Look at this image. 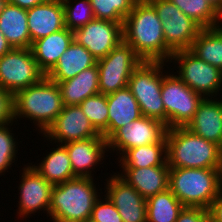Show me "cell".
<instances>
[{"mask_svg": "<svg viewBox=\"0 0 222 222\" xmlns=\"http://www.w3.org/2000/svg\"><path fill=\"white\" fill-rule=\"evenodd\" d=\"M142 61L134 49L124 41L105 57L98 59L100 93L108 95L127 87L133 71Z\"/></svg>", "mask_w": 222, "mask_h": 222, "instance_id": "obj_9", "label": "cell"}, {"mask_svg": "<svg viewBox=\"0 0 222 222\" xmlns=\"http://www.w3.org/2000/svg\"><path fill=\"white\" fill-rule=\"evenodd\" d=\"M44 76L31 48H13L0 57V87L13 95L38 83Z\"/></svg>", "mask_w": 222, "mask_h": 222, "instance_id": "obj_11", "label": "cell"}, {"mask_svg": "<svg viewBox=\"0 0 222 222\" xmlns=\"http://www.w3.org/2000/svg\"><path fill=\"white\" fill-rule=\"evenodd\" d=\"M207 1L222 16V0H207Z\"/></svg>", "mask_w": 222, "mask_h": 222, "instance_id": "obj_41", "label": "cell"}, {"mask_svg": "<svg viewBox=\"0 0 222 222\" xmlns=\"http://www.w3.org/2000/svg\"><path fill=\"white\" fill-rule=\"evenodd\" d=\"M120 168L168 166L167 143H152L126 150L118 157Z\"/></svg>", "mask_w": 222, "mask_h": 222, "instance_id": "obj_27", "label": "cell"}, {"mask_svg": "<svg viewBox=\"0 0 222 222\" xmlns=\"http://www.w3.org/2000/svg\"><path fill=\"white\" fill-rule=\"evenodd\" d=\"M185 15L192 18L202 28H213L222 25V16L207 0H169Z\"/></svg>", "mask_w": 222, "mask_h": 222, "instance_id": "obj_30", "label": "cell"}, {"mask_svg": "<svg viewBox=\"0 0 222 222\" xmlns=\"http://www.w3.org/2000/svg\"><path fill=\"white\" fill-rule=\"evenodd\" d=\"M63 145L68 151L73 174L76 177L94 178V169L104 163L102 161L108 152L107 140L104 137L70 141Z\"/></svg>", "mask_w": 222, "mask_h": 222, "instance_id": "obj_17", "label": "cell"}, {"mask_svg": "<svg viewBox=\"0 0 222 222\" xmlns=\"http://www.w3.org/2000/svg\"><path fill=\"white\" fill-rule=\"evenodd\" d=\"M153 5L137 0L123 22V41L129 44L143 61L169 63L173 52L167 47L163 27Z\"/></svg>", "mask_w": 222, "mask_h": 222, "instance_id": "obj_1", "label": "cell"}, {"mask_svg": "<svg viewBox=\"0 0 222 222\" xmlns=\"http://www.w3.org/2000/svg\"><path fill=\"white\" fill-rule=\"evenodd\" d=\"M40 161L41 163L30 165L52 185L64 183L75 178L71 166L70 158L66 147L63 144H57Z\"/></svg>", "mask_w": 222, "mask_h": 222, "instance_id": "obj_26", "label": "cell"}, {"mask_svg": "<svg viewBox=\"0 0 222 222\" xmlns=\"http://www.w3.org/2000/svg\"><path fill=\"white\" fill-rule=\"evenodd\" d=\"M94 128L102 134L108 128L107 96L97 93L79 104Z\"/></svg>", "mask_w": 222, "mask_h": 222, "instance_id": "obj_33", "label": "cell"}, {"mask_svg": "<svg viewBox=\"0 0 222 222\" xmlns=\"http://www.w3.org/2000/svg\"><path fill=\"white\" fill-rule=\"evenodd\" d=\"M14 122V95L0 87V126Z\"/></svg>", "mask_w": 222, "mask_h": 222, "instance_id": "obj_36", "label": "cell"}, {"mask_svg": "<svg viewBox=\"0 0 222 222\" xmlns=\"http://www.w3.org/2000/svg\"><path fill=\"white\" fill-rule=\"evenodd\" d=\"M108 128L101 134L108 140L119 128L142 117L139 104L128 87L108 94Z\"/></svg>", "mask_w": 222, "mask_h": 222, "instance_id": "obj_20", "label": "cell"}, {"mask_svg": "<svg viewBox=\"0 0 222 222\" xmlns=\"http://www.w3.org/2000/svg\"><path fill=\"white\" fill-rule=\"evenodd\" d=\"M169 189L184 206L209 209L220 192L219 170L169 168Z\"/></svg>", "mask_w": 222, "mask_h": 222, "instance_id": "obj_5", "label": "cell"}, {"mask_svg": "<svg viewBox=\"0 0 222 222\" xmlns=\"http://www.w3.org/2000/svg\"><path fill=\"white\" fill-rule=\"evenodd\" d=\"M94 203L90 221L92 222H123L117 208L110 199L103 195Z\"/></svg>", "mask_w": 222, "mask_h": 222, "instance_id": "obj_35", "label": "cell"}, {"mask_svg": "<svg viewBox=\"0 0 222 222\" xmlns=\"http://www.w3.org/2000/svg\"><path fill=\"white\" fill-rule=\"evenodd\" d=\"M44 1L45 0H8V3L19 6L23 9H30Z\"/></svg>", "mask_w": 222, "mask_h": 222, "instance_id": "obj_39", "label": "cell"}, {"mask_svg": "<svg viewBox=\"0 0 222 222\" xmlns=\"http://www.w3.org/2000/svg\"><path fill=\"white\" fill-rule=\"evenodd\" d=\"M63 105H79L86 98L99 91V71L97 64L81 71L75 77L57 83Z\"/></svg>", "mask_w": 222, "mask_h": 222, "instance_id": "obj_24", "label": "cell"}, {"mask_svg": "<svg viewBox=\"0 0 222 222\" xmlns=\"http://www.w3.org/2000/svg\"><path fill=\"white\" fill-rule=\"evenodd\" d=\"M219 185H220V191H222V151L220 156V165H219Z\"/></svg>", "mask_w": 222, "mask_h": 222, "instance_id": "obj_42", "label": "cell"}, {"mask_svg": "<svg viewBox=\"0 0 222 222\" xmlns=\"http://www.w3.org/2000/svg\"><path fill=\"white\" fill-rule=\"evenodd\" d=\"M147 222H176L184 205L168 188L146 199Z\"/></svg>", "mask_w": 222, "mask_h": 222, "instance_id": "obj_29", "label": "cell"}, {"mask_svg": "<svg viewBox=\"0 0 222 222\" xmlns=\"http://www.w3.org/2000/svg\"><path fill=\"white\" fill-rule=\"evenodd\" d=\"M73 1L74 0H62L65 27L71 31L83 27L95 18L93 8L89 0Z\"/></svg>", "mask_w": 222, "mask_h": 222, "instance_id": "obj_32", "label": "cell"}, {"mask_svg": "<svg viewBox=\"0 0 222 222\" xmlns=\"http://www.w3.org/2000/svg\"><path fill=\"white\" fill-rule=\"evenodd\" d=\"M97 64V59L82 45L74 40L59 57L56 65L45 75L59 83L75 77L81 71Z\"/></svg>", "mask_w": 222, "mask_h": 222, "instance_id": "obj_23", "label": "cell"}, {"mask_svg": "<svg viewBox=\"0 0 222 222\" xmlns=\"http://www.w3.org/2000/svg\"><path fill=\"white\" fill-rule=\"evenodd\" d=\"M176 222H211V217L206 208L184 206Z\"/></svg>", "mask_w": 222, "mask_h": 222, "instance_id": "obj_37", "label": "cell"}, {"mask_svg": "<svg viewBox=\"0 0 222 222\" xmlns=\"http://www.w3.org/2000/svg\"><path fill=\"white\" fill-rule=\"evenodd\" d=\"M166 125L155 118L142 116L119 128L108 140V152L121 156L126 150L152 143H167ZM111 150V151H110Z\"/></svg>", "mask_w": 222, "mask_h": 222, "instance_id": "obj_12", "label": "cell"}, {"mask_svg": "<svg viewBox=\"0 0 222 222\" xmlns=\"http://www.w3.org/2000/svg\"><path fill=\"white\" fill-rule=\"evenodd\" d=\"M14 123H9L6 125L0 126V175L1 177L8 172V169H12L11 165L18 157L16 154L18 153V140L14 138L15 134L13 132V128L11 126ZM12 129V130H11ZM17 157V158H16ZM16 159V160H15ZM5 172V173H4Z\"/></svg>", "mask_w": 222, "mask_h": 222, "instance_id": "obj_34", "label": "cell"}, {"mask_svg": "<svg viewBox=\"0 0 222 222\" xmlns=\"http://www.w3.org/2000/svg\"><path fill=\"white\" fill-rule=\"evenodd\" d=\"M177 65V76L193 91L204 98H214L222 93V71L199 59L190 50L174 52L169 63ZM220 93V94H219Z\"/></svg>", "mask_w": 222, "mask_h": 222, "instance_id": "obj_7", "label": "cell"}, {"mask_svg": "<svg viewBox=\"0 0 222 222\" xmlns=\"http://www.w3.org/2000/svg\"><path fill=\"white\" fill-rule=\"evenodd\" d=\"M222 97L204 98L193 119L187 124L194 134L222 148Z\"/></svg>", "mask_w": 222, "mask_h": 222, "instance_id": "obj_19", "label": "cell"}, {"mask_svg": "<svg viewBox=\"0 0 222 222\" xmlns=\"http://www.w3.org/2000/svg\"><path fill=\"white\" fill-rule=\"evenodd\" d=\"M63 106L58 84L44 76L38 83L14 95L15 122L18 119H29L35 124L38 132L43 134L62 111Z\"/></svg>", "mask_w": 222, "mask_h": 222, "instance_id": "obj_3", "label": "cell"}, {"mask_svg": "<svg viewBox=\"0 0 222 222\" xmlns=\"http://www.w3.org/2000/svg\"><path fill=\"white\" fill-rule=\"evenodd\" d=\"M208 210L211 222H222V191L219 192Z\"/></svg>", "mask_w": 222, "mask_h": 222, "instance_id": "obj_38", "label": "cell"}, {"mask_svg": "<svg viewBox=\"0 0 222 222\" xmlns=\"http://www.w3.org/2000/svg\"><path fill=\"white\" fill-rule=\"evenodd\" d=\"M22 170V175L18 192L19 201L18 202V218L23 220L33 213H40L39 211H46L47 218L51 203V190L53 185L48 182L44 177H42L34 167L29 163L24 165Z\"/></svg>", "mask_w": 222, "mask_h": 222, "instance_id": "obj_14", "label": "cell"}, {"mask_svg": "<svg viewBox=\"0 0 222 222\" xmlns=\"http://www.w3.org/2000/svg\"><path fill=\"white\" fill-rule=\"evenodd\" d=\"M104 193L117 208L123 222H147L146 199L116 172L106 178ZM106 192V193H105Z\"/></svg>", "mask_w": 222, "mask_h": 222, "instance_id": "obj_16", "label": "cell"}, {"mask_svg": "<svg viewBox=\"0 0 222 222\" xmlns=\"http://www.w3.org/2000/svg\"><path fill=\"white\" fill-rule=\"evenodd\" d=\"M162 22L167 47L174 53L190 50L202 27L169 0H148Z\"/></svg>", "mask_w": 222, "mask_h": 222, "instance_id": "obj_10", "label": "cell"}, {"mask_svg": "<svg viewBox=\"0 0 222 222\" xmlns=\"http://www.w3.org/2000/svg\"><path fill=\"white\" fill-rule=\"evenodd\" d=\"M42 135L45 137L44 139L55 144L103 137L94 128L79 105H64L54 122Z\"/></svg>", "mask_w": 222, "mask_h": 222, "instance_id": "obj_13", "label": "cell"}, {"mask_svg": "<svg viewBox=\"0 0 222 222\" xmlns=\"http://www.w3.org/2000/svg\"><path fill=\"white\" fill-rule=\"evenodd\" d=\"M73 41V31L61 29L32 43L31 50L39 69L46 75Z\"/></svg>", "mask_w": 222, "mask_h": 222, "instance_id": "obj_22", "label": "cell"}, {"mask_svg": "<svg viewBox=\"0 0 222 222\" xmlns=\"http://www.w3.org/2000/svg\"><path fill=\"white\" fill-rule=\"evenodd\" d=\"M27 9L8 3L0 13V30L12 48H31Z\"/></svg>", "mask_w": 222, "mask_h": 222, "instance_id": "obj_25", "label": "cell"}, {"mask_svg": "<svg viewBox=\"0 0 222 222\" xmlns=\"http://www.w3.org/2000/svg\"><path fill=\"white\" fill-rule=\"evenodd\" d=\"M199 59L222 71V25L202 28L190 48Z\"/></svg>", "mask_w": 222, "mask_h": 222, "instance_id": "obj_28", "label": "cell"}, {"mask_svg": "<svg viewBox=\"0 0 222 222\" xmlns=\"http://www.w3.org/2000/svg\"><path fill=\"white\" fill-rule=\"evenodd\" d=\"M166 66L169 63L163 61H142L133 71L127 85L139 104L142 116L155 118L164 124L161 88Z\"/></svg>", "mask_w": 222, "mask_h": 222, "instance_id": "obj_6", "label": "cell"}, {"mask_svg": "<svg viewBox=\"0 0 222 222\" xmlns=\"http://www.w3.org/2000/svg\"><path fill=\"white\" fill-rule=\"evenodd\" d=\"M167 163L169 168L219 169L222 148L186 127L167 129Z\"/></svg>", "mask_w": 222, "mask_h": 222, "instance_id": "obj_4", "label": "cell"}, {"mask_svg": "<svg viewBox=\"0 0 222 222\" xmlns=\"http://www.w3.org/2000/svg\"><path fill=\"white\" fill-rule=\"evenodd\" d=\"M96 19L124 22L137 0H89Z\"/></svg>", "mask_w": 222, "mask_h": 222, "instance_id": "obj_31", "label": "cell"}, {"mask_svg": "<svg viewBox=\"0 0 222 222\" xmlns=\"http://www.w3.org/2000/svg\"><path fill=\"white\" fill-rule=\"evenodd\" d=\"M27 26L32 43L65 28L62 0H45L27 9Z\"/></svg>", "mask_w": 222, "mask_h": 222, "instance_id": "obj_18", "label": "cell"}, {"mask_svg": "<svg viewBox=\"0 0 222 222\" xmlns=\"http://www.w3.org/2000/svg\"><path fill=\"white\" fill-rule=\"evenodd\" d=\"M166 69L161 88L167 129L186 127L204 97L190 89L177 75Z\"/></svg>", "mask_w": 222, "mask_h": 222, "instance_id": "obj_8", "label": "cell"}, {"mask_svg": "<svg viewBox=\"0 0 222 222\" xmlns=\"http://www.w3.org/2000/svg\"><path fill=\"white\" fill-rule=\"evenodd\" d=\"M73 40L84 46L97 60L123 41V22L94 18L73 31Z\"/></svg>", "mask_w": 222, "mask_h": 222, "instance_id": "obj_15", "label": "cell"}, {"mask_svg": "<svg viewBox=\"0 0 222 222\" xmlns=\"http://www.w3.org/2000/svg\"><path fill=\"white\" fill-rule=\"evenodd\" d=\"M122 170L116 173L145 199L169 188V166L122 168Z\"/></svg>", "mask_w": 222, "mask_h": 222, "instance_id": "obj_21", "label": "cell"}, {"mask_svg": "<svg viewBox=\"0 0 222 222\" xmlns=\"http://www.w3.org/2000/svg\"><path fill=\"white\" fill-rule=\"evenodd\" d=\"M7 4H8V0H0V13L4 10Z\"/></svg>", "mask_w": 222, "mask_h": 222, "instance_id": "obj_43", "label": "cell"}, {"mask_svg": "<svg viewBox=\"0 0 222 222\" xmlns=\"http://www.w3.org/2000/svg\"><path fill=\"white\" fill-rule=\"evenodd\" d=\"M13 48L0 30V57L11 51Z\"/></svg>", "mask_w": 222, "mask_h": 222, "instance_id": "obj_40", "label": "cell"}, {"mask_svg": "<svg viewBox=\"0 0 222 222\" xmlns=\"http://www.w3.org/2000/svg\"><path fill=\"white\" fill-rule=\"evenodd\" d=\"M94 178L75 177L53 185L49 219L53 222H87L95 201L101 196Z\"/></svg>", "mask_w": 222, "mask_h": 222, "instance_id": "obj_2", "label": "cell"}]
</instances>
